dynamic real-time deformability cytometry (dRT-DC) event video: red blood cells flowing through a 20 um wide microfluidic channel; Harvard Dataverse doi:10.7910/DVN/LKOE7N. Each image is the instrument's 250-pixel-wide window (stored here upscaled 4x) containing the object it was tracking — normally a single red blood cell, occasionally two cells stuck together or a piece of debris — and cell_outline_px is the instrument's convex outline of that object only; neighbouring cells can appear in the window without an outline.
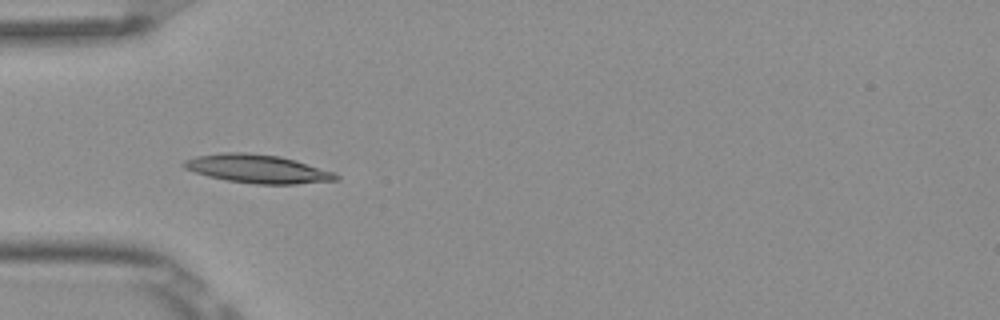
{"species": "Egyptian fruit bat (a non-hibernating species)", "species_latin": "Rousettus aegyptiacus", "temperature_condition": "room temperature", "stored_images_in_passage": 5, "camera_frame_rate_fps": 3000, "um_per_image_px": 0.085, "frame": {"image": 1, "passage_image": 4, "time_ms": 1.0, "image_size_px": [1000, 320], "cell_outline_px": [[340, 180], [296, 184], [256, 184], [228, 180], [208, 176], [184, 168], [180, 164], [184, 160], [196, 156], [224, 152], [244, 152], [280, 156], [296, 160], [336, 172], [340, 176]], "centroid_in_image_um": [21.94, 14.35], "position_along_channel_um": 63.1, "area_um2": 25.37}}
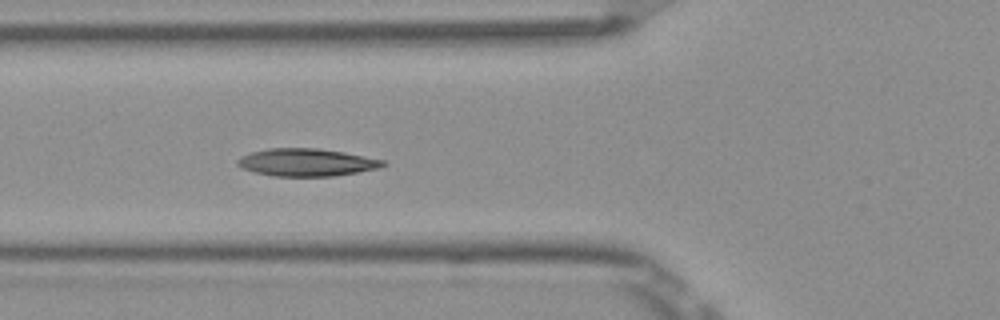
{"frame": {"image": 2, "passage_image": 5, "time_ms": 1.333, "image_size_px": [1000, 320], "cell_outline_px": [[388, 164], [380, 168], [332, 176], [272, 176], [256, 172], [244, 168], [236, 164], [236, 160], [240, 156], [252, 152], [268, 148], [316, 148], [344, 152], [384, 160]], "centroid_in_image_um": [26.06, 13.79], "position_along_channel_um": 99.7, "area_um2": 23.29}}